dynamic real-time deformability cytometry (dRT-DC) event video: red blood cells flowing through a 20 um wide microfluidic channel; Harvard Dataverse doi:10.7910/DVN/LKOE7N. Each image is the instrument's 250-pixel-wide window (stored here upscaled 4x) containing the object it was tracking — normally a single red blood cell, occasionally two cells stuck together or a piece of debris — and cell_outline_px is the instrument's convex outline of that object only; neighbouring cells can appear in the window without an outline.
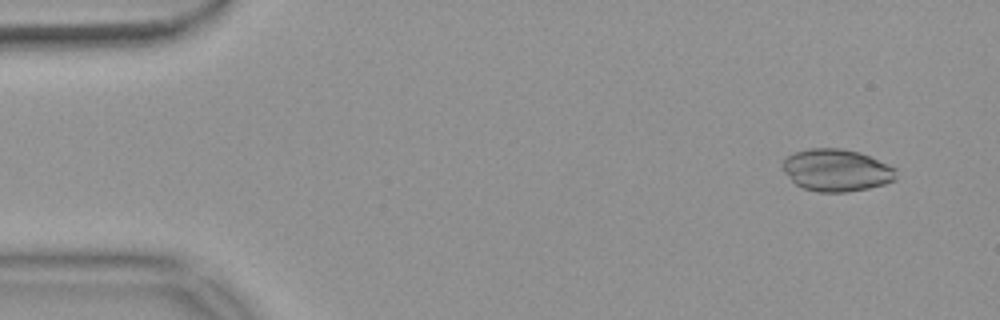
{"species": "common noctule bat (a hibernating species)", "species_latin": "Nyctalus noctula", "temperature_condition": "warm", "stored_images_in_passage": 53, "camera_frame_rate_fps": 3000, "um_per_image_px": 0.085, "animal": {"sex": "female", "body_mass_g": 18.4}, "frame": {"image": 1, "passage_image": 4, "time_ms": 1.0, "image_size_px": [1000, 320], "cell_outline_px": [[896, 180], [884, 184], [868, 188], [848, 192], [820, 192], [804, 188], [796, 184], [784, 172], [780, 164], [788, 156], [796, 152], [808, 148], [840, 148], [860, 152], [888, 164], [896, 168]], "centroid_in_image_um": [71.11, 14.46], "position_along_channel_um": 13.9, "area_um2": 27.98}}
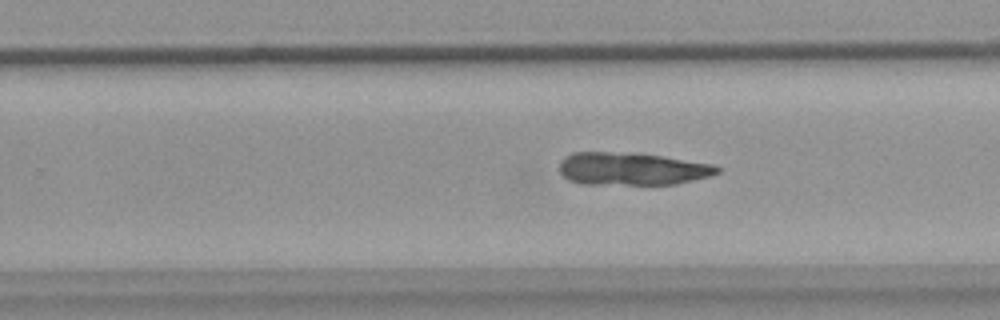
{"frame": {"image": 2, "passage_image": 34, "time_ms": 11.0, "image_size_px": [1000, 320], "cell_outline_px": [[720, 172], [708, 176], [676, 184], [580, 184], [568, 180], [560, 172], [560, 160], [564, 156], [572, 152], [640, 152], [712, 164], [720, 168]], "centroid_in_image_um": [53.67, 14.33], "position_along_channel_um": 276.1, "area_um2": 30.35}}
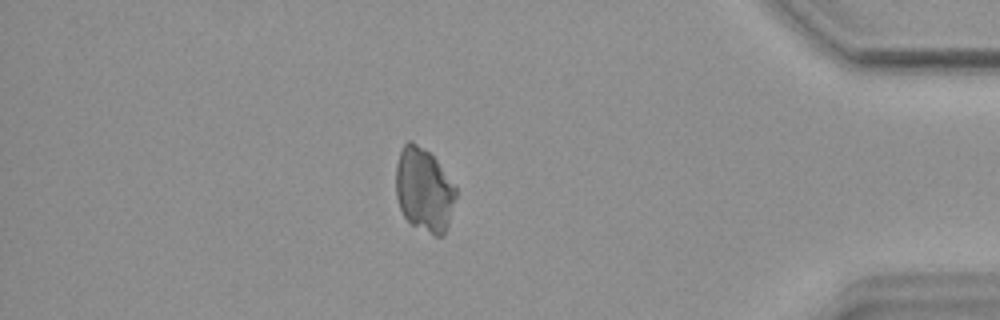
{"frame": {"image": 3, "passage_image": 47, "time_ms": 15.333, "image_size_px": [1000, 320], "cell_outline_px": [[456, 196], [448, 224], [444, 236], [436, 236], [412, 224], [404, 216], [400, 208], [396, 196], [396, 164], [400, 152], [404, 144], [408, 140], [412, 140], [428, 152], [436, 160], [456, 188]], "centroid_in_image_um": [36.02, 16.13], "position_along_channel_um": 399.2, "area_um2": 28.96}}